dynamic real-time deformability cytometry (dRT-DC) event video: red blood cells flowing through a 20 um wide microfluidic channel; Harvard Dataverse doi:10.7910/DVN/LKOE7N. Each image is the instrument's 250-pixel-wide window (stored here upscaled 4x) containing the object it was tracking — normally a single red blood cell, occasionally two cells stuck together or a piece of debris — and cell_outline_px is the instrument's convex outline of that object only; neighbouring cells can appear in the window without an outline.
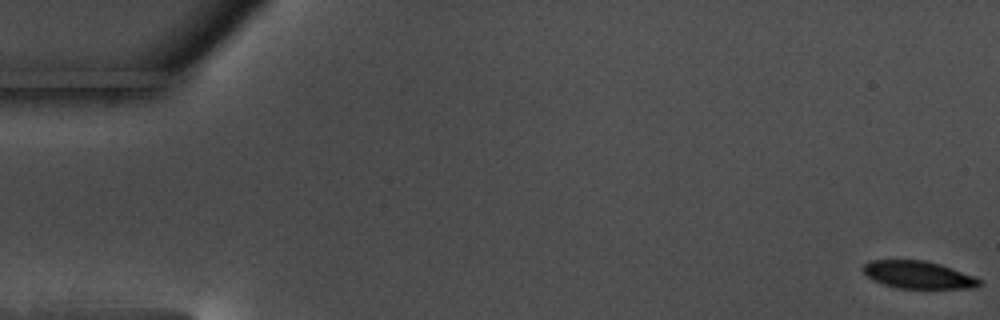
{"species": "common noctule bat (a hibernating species)", "species_latin": "Nyctalus noctula", "temperature_condition": "warm", "stored_images_in_passage": 18, "camera_frame_rate_fps": 3000, "um_per_image_px": 0.085, "animal": {"sex": "male", "body_mass_g": 17.5, "forearm_length_mm": 52.3}, "frame": {"image": 1, "passage_image": 1, "time_ms": 0.0, "image_size_px": [1000, 320], "cell_outline_px": [[984, 284], [980, 288], [900, 288], [884, 284], [868, 276], [864, 272], [864, 264], [872, 260], [924, 260], [940, 264], [976, 276], [984, 280]], "centroid_in_image_um": [78.18, 23.36], "position_along_channel_um": 6.8, "area_um2": 18.67}}
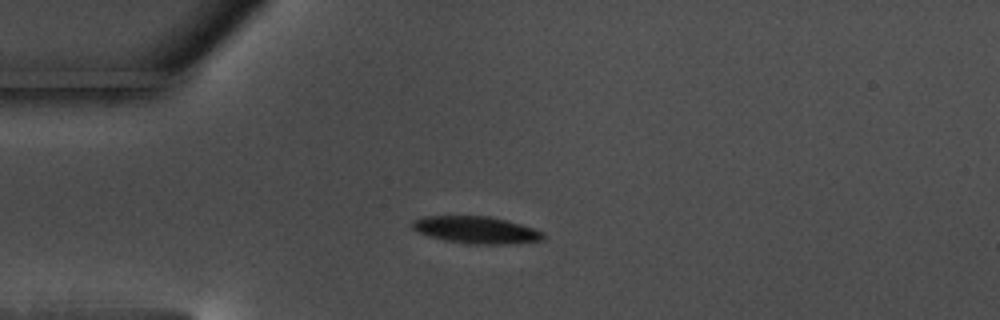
{"frame": {"image": 2, "passage_image": 16, "time_ms": 5.0, "image_size_px": [1000, 320], "cell_outline_px": [[544, 240], [516, 244], [468, 244], [444, 240], [428, 236], [412, 228], [412, 220], [424, 216], [488, 216], [520, 224], [544, 232]], "centroid_in_image_um": [40.48, 19.55], "position_along_channel_um": 44.5, "area_um2": 20.69}}